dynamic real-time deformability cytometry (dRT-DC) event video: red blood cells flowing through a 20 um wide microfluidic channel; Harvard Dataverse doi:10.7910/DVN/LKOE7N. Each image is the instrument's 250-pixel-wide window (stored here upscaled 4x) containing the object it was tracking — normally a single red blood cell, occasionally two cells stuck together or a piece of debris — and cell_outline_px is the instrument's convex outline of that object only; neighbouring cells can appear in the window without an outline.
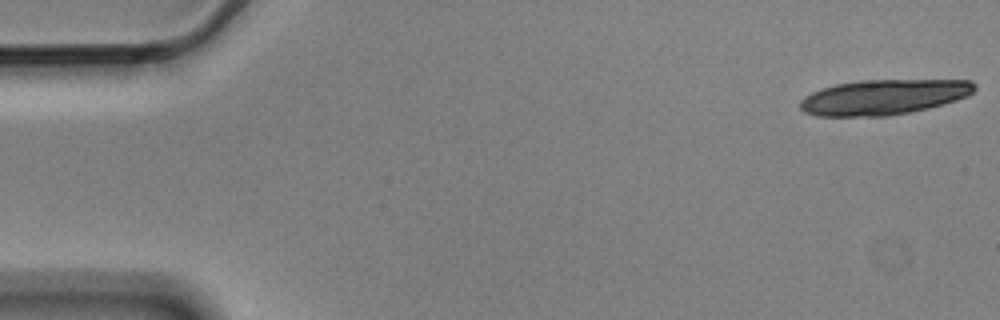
{"species": "Egyptian fruit bat (a non-hibernating species)", "species_latin": "Rousettus aegyptiacus", "temperature_condition": "cold", "stored_images_in_passage": 10, "camera_frame_rate_fps": 3000, "um_per_image_px": 0.085, "animal": {"sex": "male"}, "frame": {"image": 1, "passage_image": 1, "time_ms": 0.0, "image_size_px": [1000, 320], "cell_outline_px": [[976, 88], [968, 96], [956, 100], [928, 108], [888, 116], [816, 116], [804, 112], [800, 108], [800, 100], [804, 96], [812, 92], [836, 84], [860, 80], [972, 80], [976, 84]], "centroid_in_image_um": [75.1, 8.25], "position_along_channel_um": 9.9, "area_um2": 35.78}}
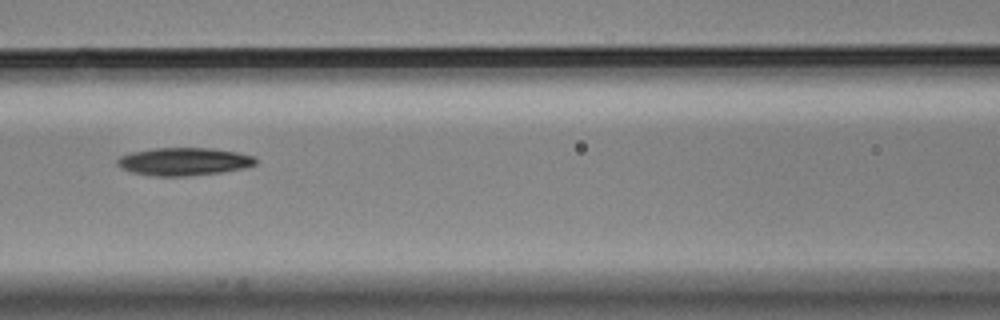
{"frame": {"image": 2, "passage_image": 7, "time_ms": 2.0, "image_size_px": [1000, 320], "cell_outline_px": [[256, 164], [244, 168], [220, 172], [188, 176], [152, 176], [132, 172], [120, 168], [116, 164], [116, 160], [120, 156], [132, 152], [156, 148], [208, 148], [236, 152], [252, 156], [256, 160]], "centroid_in_image_um": [15.58, 13.74], "position_along_channel_um": 151.0, "area_um2": 22.31}}
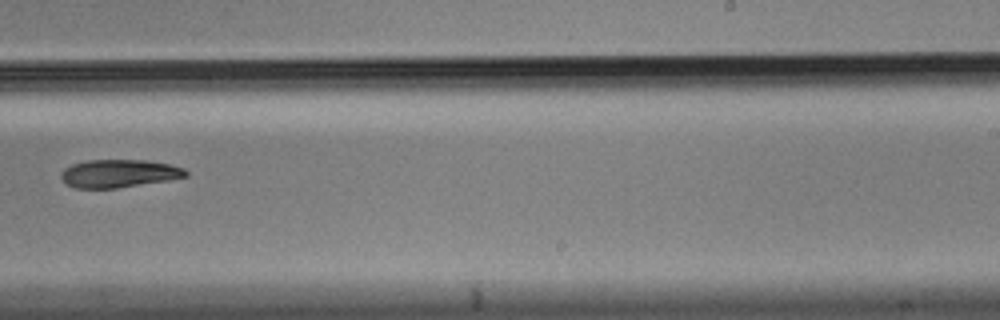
{"frame": {"image": 3, "passage_image": 10, "time_ms": 3.0, "image_size_px": [1000, 320], "cell_outline_px": [[188, 176], [168, 180], [116, 188], [76, 188], [68, 184], [60, 176], [60, 172], [64, 168], [72, 164], [84, 160], [148, 160], [168, 164], [184, 168], [188, 172]], "centroid_in_image_um": [10.1, 14.73], "position_along_channel_um": 278.9, "area_um2": 20.29}}